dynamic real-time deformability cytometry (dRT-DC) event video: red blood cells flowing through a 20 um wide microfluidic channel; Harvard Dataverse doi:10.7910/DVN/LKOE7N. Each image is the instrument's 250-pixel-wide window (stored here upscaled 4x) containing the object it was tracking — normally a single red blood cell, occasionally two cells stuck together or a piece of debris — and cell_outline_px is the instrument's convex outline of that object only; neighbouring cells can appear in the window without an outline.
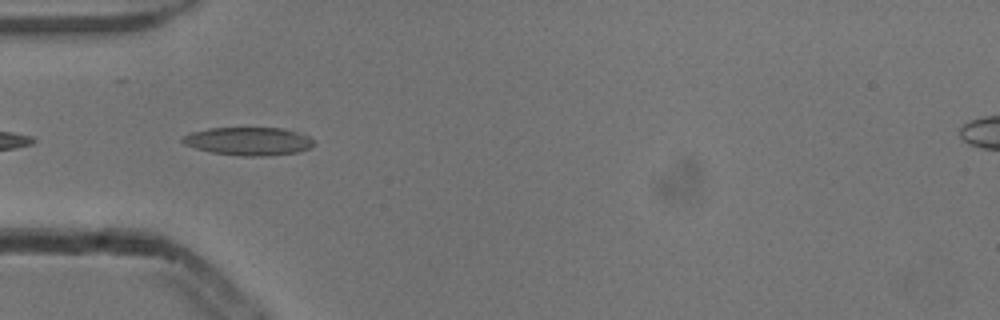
{"species": "common noctule bat (a hibernating species)", "species_latin": "Nyctalus noctula", "temperature_condition": "cold", "stored_images_in_passage": 6, "camera_frame_rate_fps": 3000, "um_per_image_px": 0.085, "animal": {"sex": "male", "body_mass_g": 13.3}, "frame": {"image": 1, "passage_image": 4, "time_ms": 1.0, "image_size_px": [1000, 320], "cell_outline_px": [[316, 144], [300, 152], [268, 156], [240, 156], [212, 152], [196, 148], [184, 144], [180, 140], [184, 136], [192, 132], [208, 128], [280, 128], [296, 132], [308, 136], [316, 140]], "centroid_in_image_um": [21.16, 12.01], "position_along_channel_um": 63.8, "area_um2": 21.56}}
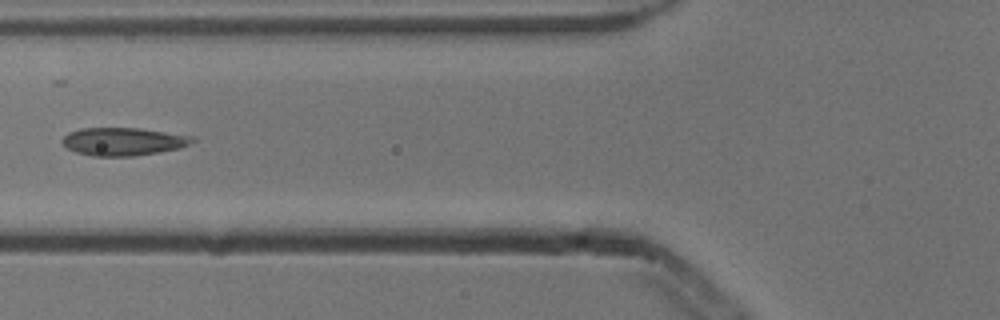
{"frame": {"image": 2, "passage_image": 5, "time_ms": 1.333, "image_size_px": [1000, 320], "cell_outline_px": [[196, 140], [180, 148], [160, 152], [132, 156], [92, 156], [76, 152], [68, 148], [60, 140], [68, 132], [80, 128], [140, 128], [196, 136]], "centroid_in_image_um": [10.5, 12.02], "position_along_channel_um": 115.3, "area_um2": 21.33}}
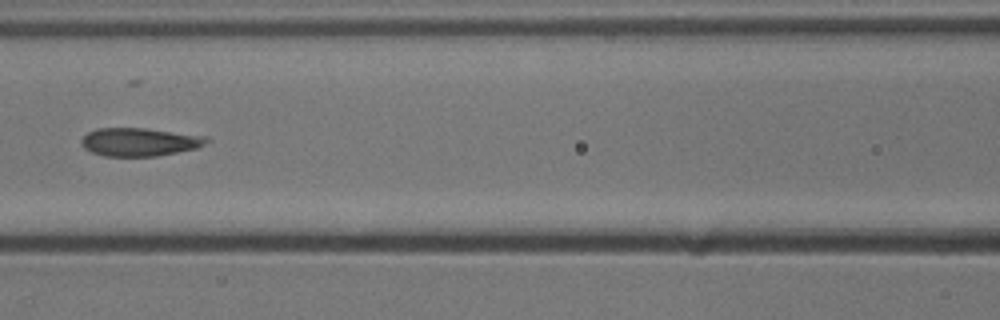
{"frame": {"image": 3, "passage_image": 6, "time_ms": 1.667, "image_size_px": [1000, 320], "cell_outline_px": [[212, 140], [196, 148], [156, 156], [104, 156], [92, 152], [84, 148], [80, 144], [80, 140], [88, 132], [96, 128], [144, 128], [208, 136]], "centroid_in_image_um": [11.85, 12.06], "position_along_channel_um": 154.7, "area_um2": 20.63}}